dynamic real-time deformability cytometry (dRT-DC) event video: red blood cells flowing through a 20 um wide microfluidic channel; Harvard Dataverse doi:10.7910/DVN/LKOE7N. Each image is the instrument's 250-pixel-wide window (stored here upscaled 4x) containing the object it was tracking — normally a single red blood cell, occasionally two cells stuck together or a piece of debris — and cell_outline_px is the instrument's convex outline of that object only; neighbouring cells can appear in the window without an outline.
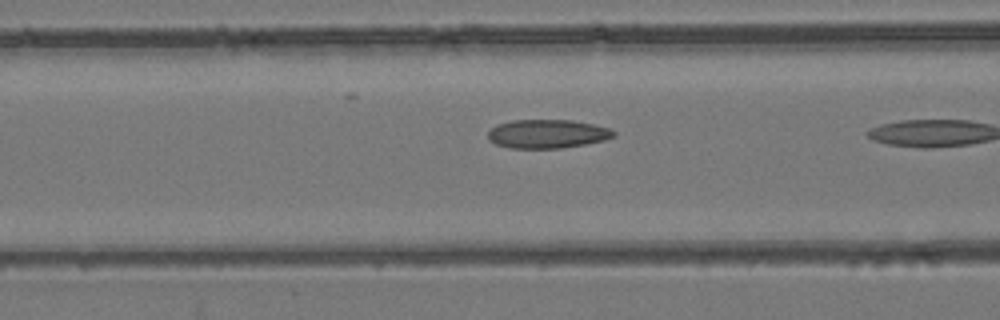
{"species": "common noctule bat (a hibernating species)", "species_latin": "Nyctalus noctula", "temperature_condition": "room temperature", "stored_images_in_passage": 11, "camera_frame_rate_fps": 3000, "um_per_image_px": 0.085, "animal": {"sex": "female", "body_mass_g": 24.6, "forearm_length_mm": 56.2}, "frame": {"image": 1, "passage_image": 10, "time_ms": 3.0, "image_size_px": [1000, 320], "cell_outline_px": [[616, 136], [604, 140], [584, 144], [560, 148], [508, 148], [496, 144], [488, 140], [488, 132], [496, 124], [512, 120], [572, 120], [592, 124], [608, 128], [616, 132]], "centroid_in_image_um": [46.5, 11.37], "position_along_channel_um": 120.1, "area_um2": 21.04}}